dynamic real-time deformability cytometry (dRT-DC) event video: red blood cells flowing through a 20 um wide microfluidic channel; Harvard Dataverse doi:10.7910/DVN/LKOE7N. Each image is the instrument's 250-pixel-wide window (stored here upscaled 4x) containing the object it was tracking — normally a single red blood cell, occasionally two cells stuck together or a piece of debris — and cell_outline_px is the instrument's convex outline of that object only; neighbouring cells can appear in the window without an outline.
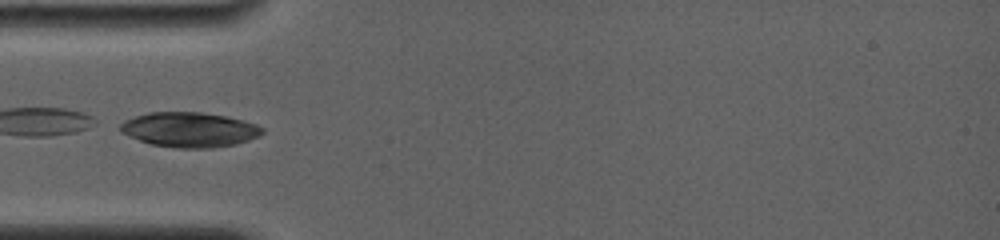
{"species": "common noctule bat (a hibernating species)", "species_latin": "Nyctalus noctula", "temperature_condition": "room temperature", "stored_images_in_passage": 32, "camera_frame_rate_fps": 4000, "um_per_image_px": 0.085, "animal": {"sex": "female", "body_mass_g": 19.0, "forearm_length_mm": 56.7}, "frame": {"image": 1, "passage_image": 1, "time_ms": 0.0, "image_size_px": [1000, 240], "cell_outline_px": [[264, 132], [260, 136], [236, 144], [212, 148], [176, 148], [152, 144], [128, 136], [120, 132], [120, 124], [124, 120], [148, 112], [200, 112], [224, 116], [244, 120], [256, 124], [264, 128]], "centroid_in_image_um": [16.11, 11.02], "position_along_channel_um": 68.9, "area_um2": 28.9}}